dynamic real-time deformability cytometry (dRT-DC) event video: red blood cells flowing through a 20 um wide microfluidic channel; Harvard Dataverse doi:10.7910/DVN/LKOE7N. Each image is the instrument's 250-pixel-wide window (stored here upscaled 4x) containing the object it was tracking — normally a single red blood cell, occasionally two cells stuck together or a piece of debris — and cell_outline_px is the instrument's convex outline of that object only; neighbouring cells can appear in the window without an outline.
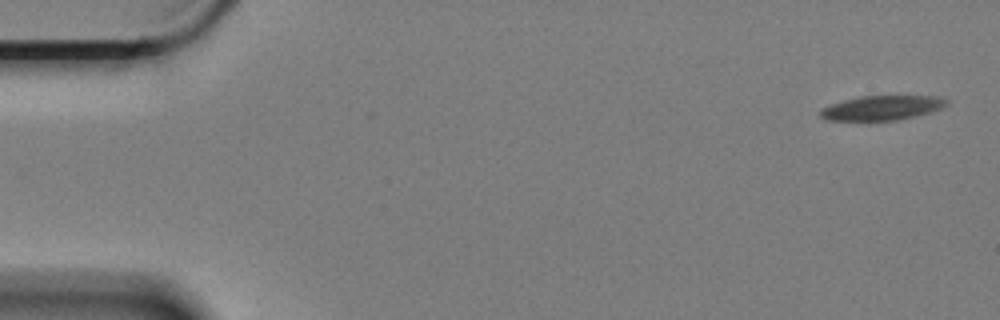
{"species": "Egyptian fruit bat (a non-hibernating species)", "species_latin": "Rousettus aegyptiacus", "temperature_condition": "cold", "stored_images_in_passage": 4, "camera_frame_rate_fps": 3000, "um_per_image_px": 0.085, "animal": {"sex": "female"}, "frame": {"image": 1, "passage_image": 1, "time_ms": 0.0, "image_size_px": [1000, 320], "cell_outline_px": [[948, 104], [940, 108], [928, 112], [896, 120], [828, 120], [820, 116], [820, 112], [824, 108], [832, 104], [844, 100], [860, 96], [940, 96], [948, 100]], "centroid_in_image_um": [74.98, 9.15], "position_along_channel_um": 10.0, "area_um2": 17.63}}
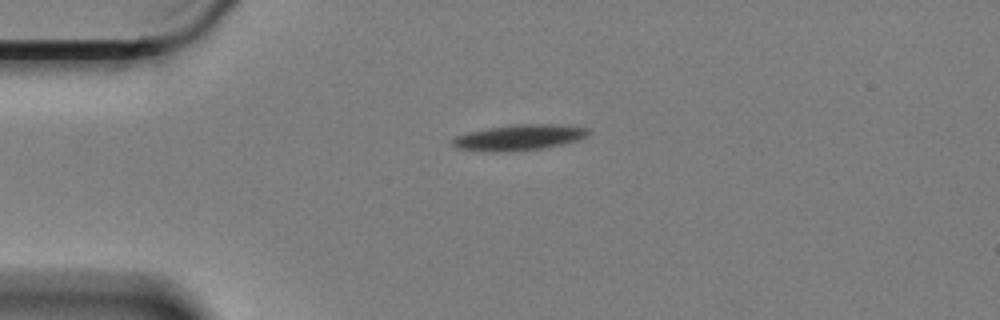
{"frame": {"image": 2, "passage_image": 2, "time_ms": 0.333, "image_size_px": [1000, 320], "cell_outline_px": [[588, 132], [580, 140], [540, 148], [512, 152], [492, 152], [456, 148], [452, 144], [452, 140], [456, 136], [468, 132], [488, 128], [524, 124], [552, 124], [588, 128]], "centroid_in_image_um": [44.07, 11.7], "position_along_channel_um": 40.9, "area_um2": 20.0}}
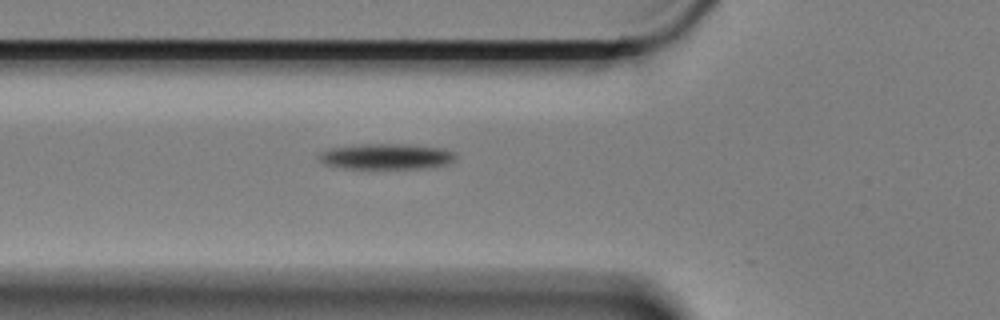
{"frame": {"image": 3, "passage_image": 4, "time_ms": 1.0, "image_size_px": [1000, 320], "cell_outline_px": [[456, 156], [448, 164], [420, 168], [340, 168], [324, 164], [320, 160], [320, 152], [328, 148], [360, 144], [408, 144], [440, 148], [456, 152]], "centroid_in_image_um": [32.81, 13.29], "position_along_channel_um": 93.0, "area_um2": 20.35}}